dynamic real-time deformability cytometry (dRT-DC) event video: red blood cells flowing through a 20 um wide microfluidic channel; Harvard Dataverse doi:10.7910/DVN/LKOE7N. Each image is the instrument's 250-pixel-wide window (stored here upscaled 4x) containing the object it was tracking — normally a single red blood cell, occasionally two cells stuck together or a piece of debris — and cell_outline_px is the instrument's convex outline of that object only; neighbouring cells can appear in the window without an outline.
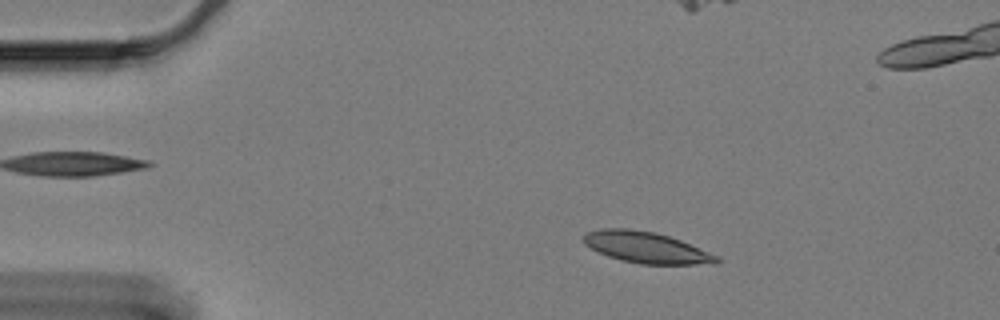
{"species": "Egyptian fruit bat (a non-hibernating species)", "species_latin": "Rousettus aegyptiacus", "temperature_condition": "cold", "stored_images_in_passage": 61, "camera_frame_rate_fps": 3000, "um_per_image_px": 0.085, "animal": {"sex": "female"}, "frame": {"image": 1, "passage_image": 10, "time_ms": 3.0, "image_size_px": [1000, 320], "cell_outline_px": [[724, 260], [720, 264], [640, 264], [620, 260], [608, 256], [584, 244], [584, 236], [588, 232], [600, 228], [628, 228], [656, 232], [680, 240], [720, 256]], "centroid_in_image_um": [55.01, 21.04], "position_along_channel_um": 30.0, "area_um2": 24.33}}
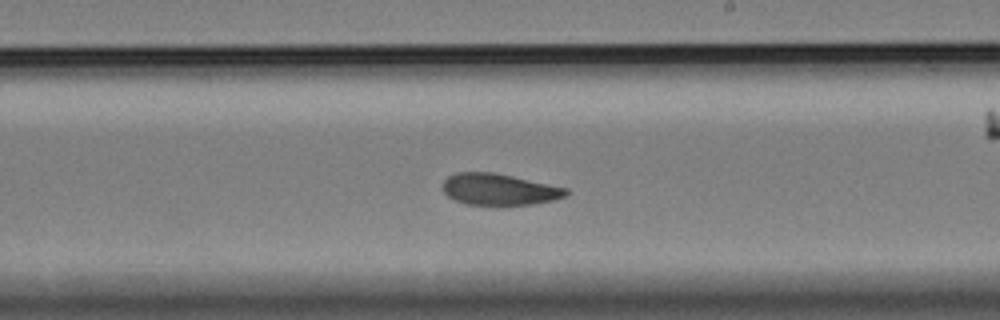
{"frame": {"image": 2, "passage_image": 35, "time_ms": 11.333, "image_size_px": [1000, 320], "cell_outline_px": [[568, 192], [564, 196], [552, 200], [532, 204], [504, 208], [500, 208], [468, 204], [456, 200], [448, 196], [444, 192], [444, 180], [448, 176], [456, 172], [492, 172], [512, 176], [568, 188]], "centroid_in_image_um": [42.42, 16.14], "position_along_channel_um": 246.6, "area_um2": 23.12}}
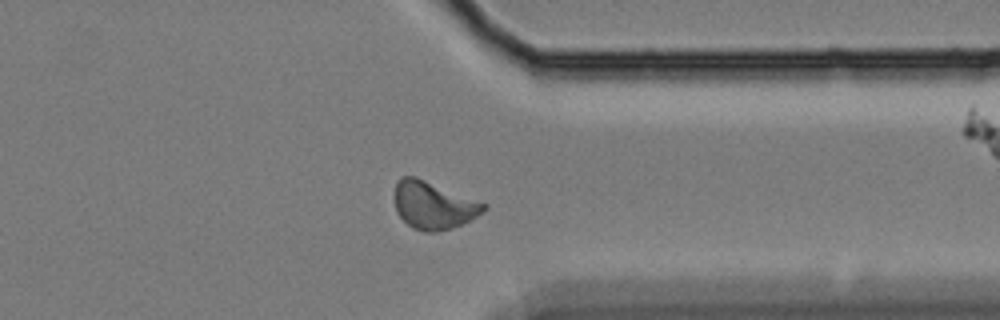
{"frame": {"image": 3, "passage_image": 47, "time_ms": 15.333, "image_size_px": [1000, 320], "cell_outline_px": [[488, 208], [484, 212], [460, 224], [436, 232], [424, 232], [412, 228], [396, 212], [396, 184], [400, 176], [416, 176], [488, 204]], "centroid_in_image_um": [36.85, 17.43], "position_along_channel_um": 374.5, "area_um2": 24.51}, "authors_computed_cell_mechanics": {"area_um2": 23.4668, "velocity_mm_per_s": 3.2492, "shape_relaxation_time_tau1_ms": 7.2391, "shape_relaxation_time_tau2_ms": 3.1499, "deformation_change_tau1": 0.1563, "deformation_change_tau2": 0.0586}}